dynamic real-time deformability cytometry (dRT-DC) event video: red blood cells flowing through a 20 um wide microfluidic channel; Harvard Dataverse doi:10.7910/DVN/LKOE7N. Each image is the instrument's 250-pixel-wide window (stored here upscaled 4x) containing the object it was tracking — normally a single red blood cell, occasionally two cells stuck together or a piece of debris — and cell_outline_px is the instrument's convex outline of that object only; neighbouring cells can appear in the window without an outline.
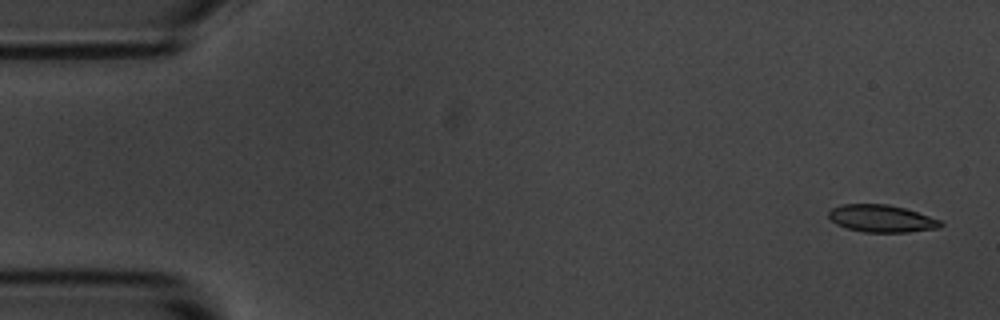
{"species": "common noctule bat (a hibernating species)", "species_latin": "Nyctalus noctula", "temperature_condition": "room temperature", "stored_images_in_passage": 9, "camera_frame_rate_fps": 3000, "um_per_image_px": 0.085, "animal": {"sex": "male", "body_mass_g": 20.1, "forearm_length_mm": 53.5}, "frame": {"image": 1, "passage_image": 1, "time_ms": 0.0, "image_size_px": [1000, 320], "cell_outline_px": [[944, 224], [940, 228], [908, 232], [864, 232], [848, 228], [836, 224], [828, 216], [828, 212], [832, 208], [840, 204], [888, 204], [904, 208], [940, 220]], "centroid_in_image_um": [74.92, 18.57], "position_along_channel_um": 10.1, "area_um2": 17.74}}
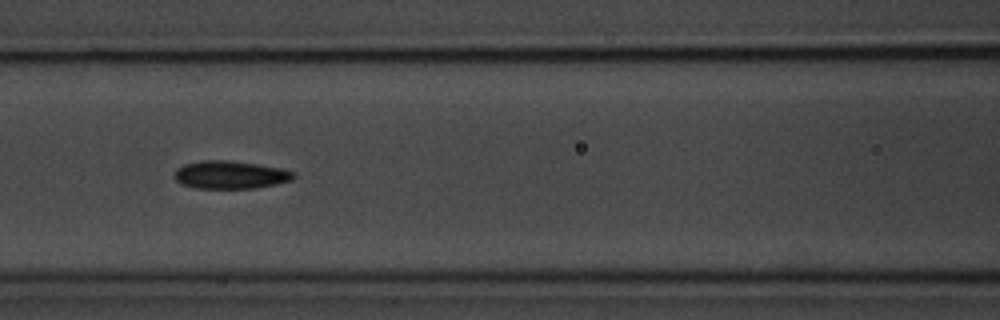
{"frame": {"image": 2, "passage_image": 7, "time_ms": 7.0, "image_size_px": [1000, 320], "cell_outline_px": [[296, 176], [292, 180], [256, 188], [196, 188], [184, 184], [176, 180], [176, 168], [184, 164], [200, 160], [228, 160], [284, 168], [296, 172]], "centroid_in_image_um": [19.63, 14.84], "position_along_channel_um": 147.0, "area_um2": 19.36}}
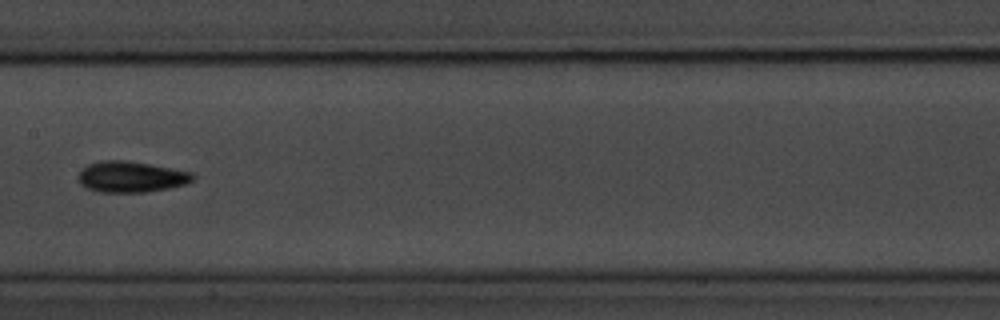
{"frame": {"image": 3, "passage_image": 8, "time_ms": 8.333, "image_size_px": [1000, 320], "cell_outline_px": [[196, 176], [192, 180], [184, 184], [168, 188], [144, 192], [100, 192], [88, 188], [80, 184], [76, 176], [88, 164], [100, 160], [128, 160], [172, 168], [192, 172]], "centroid_in_image_um": [11.12, 15.02], "position_along_channel_um": 196.3, "area_um2": 20.69}}